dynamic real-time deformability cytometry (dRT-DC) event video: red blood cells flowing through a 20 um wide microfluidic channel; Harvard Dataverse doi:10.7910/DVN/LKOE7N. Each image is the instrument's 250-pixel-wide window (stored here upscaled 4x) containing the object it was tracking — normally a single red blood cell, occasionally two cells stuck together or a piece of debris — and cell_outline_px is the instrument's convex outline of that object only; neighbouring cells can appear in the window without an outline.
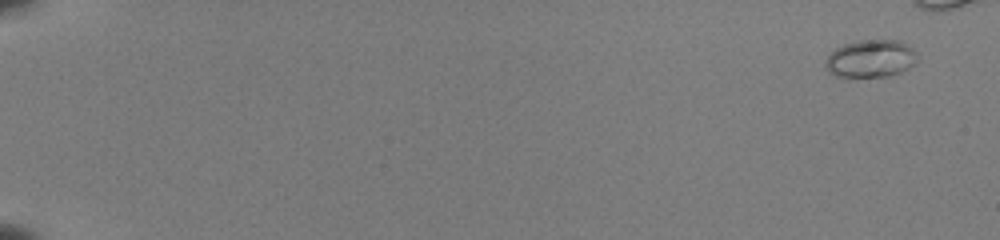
{"species": "common noctule bat (a hibernating species)", "species_latin": "Nyctalus noctula", "temperature_condition": "room temperature", "stored_images_in_passage": 46, "camera_frame_rate_fps": 3000, "um_per_image_px": 0.085, "animal": {"sex": "female", "body_mass_g": 22.0, "forearm_length_mm": 56.7}, "frame": {"image": 1, "passage_image": 1, "time_ms": 0.0, "image_size_px": [1000, 240], "cell_outline_px": [[916, 64], [892, 76], [848, 80], [844, 80], [828, 72], [824, 64], [828, 56], [836, 48], [844, 44], [856, 40], [900, 40], [908, 44], [916, 52]], "centroid_in_image_um": [73.98, 5.04], "position_along_channel_um": 11.0, "area_um2": 21.04}}
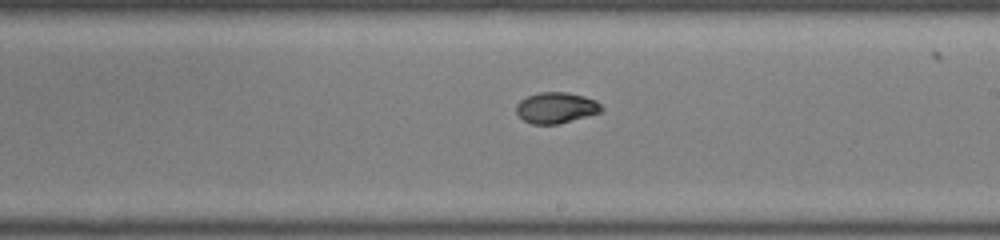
{"frame": {"image": 2, "passage_image": 33, "time_ms": 10.667, "image_size_px": [1000, 240], "cell_outline_px": [[604, 108], [600, 112], [556, 124], [532, 124], [524, 120], [516, 112], [516, 104], [520, 100], [528, 96], [540, 92], [568, 92], [584, 96], [596, 100]], "centroid_in_image_um": [47.26, 9.14], "position_along_channel_um": 241.7, "area_um2": 15.2}}
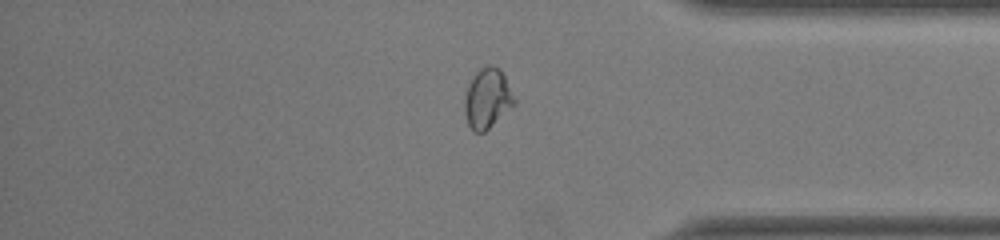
{"frame": {"image": 3, "passage_image": 45, "time_ms": 14.667, "image_size_px": [1000, 240], "cell_outline_px": [[516, 104], [484, 132], [472, 132], [468, 124], [464, 112], [464, 96], [468, 84], [472, 76], [480, 68], [488, 64], [500, 68], [516, 100]], "centroid_in_image_um": [41.41, 8.36], "position_along_channel_um": 393.8, "area_um2": 17.51}}